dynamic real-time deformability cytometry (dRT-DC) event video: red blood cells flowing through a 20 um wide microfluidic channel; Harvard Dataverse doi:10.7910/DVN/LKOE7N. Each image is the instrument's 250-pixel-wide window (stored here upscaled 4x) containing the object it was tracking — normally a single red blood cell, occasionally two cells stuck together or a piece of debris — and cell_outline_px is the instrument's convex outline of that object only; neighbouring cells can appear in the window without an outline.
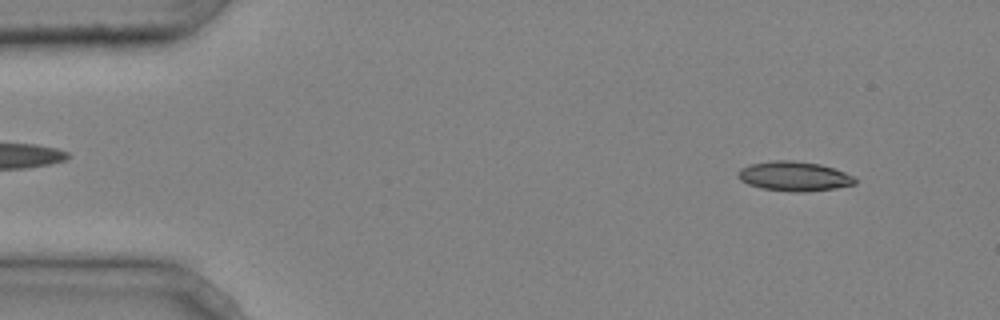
{"species": "common noctule bat (a hibernating species)", "species_latin": "Nyctalus noctula", "temperature_condition": "cold", "stored_images_in_passage": 4, "camera_frame_rate_fps": 3000, "um_per_image_px": 0.085, "animal": {"sex": "male", "body_mass_g": 20.4}, "frame": {"image": 1, "passage_image": 1, "time_ms": 0.0, "image_size_px": [1000, 320], "cell_outline_px": [[856, 184], [836, 188], [804, 192], [788, 192], [764, 188], [748, 184], [740, 180], [736, 176], [736, 172], [740, 168], [748, 164], [772, 160], [792, 160], [820, 164], [844, 172], [852, 176], [856, 180]], "centroid_in_image_um": [67.45, 14.98], "position_along_channel_um": 17.5, "area_um2": 20.29}}
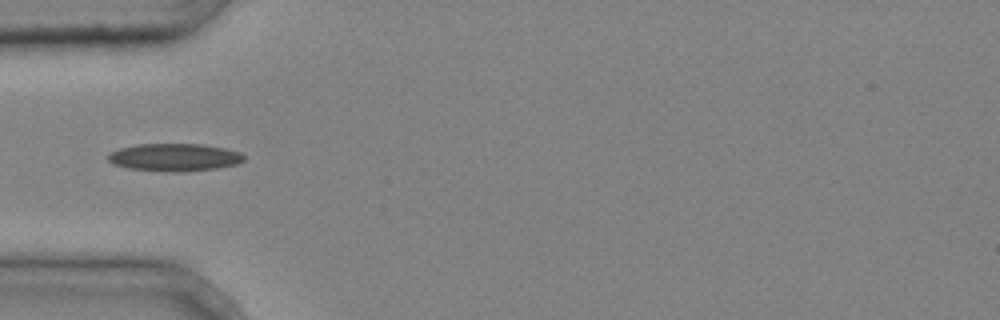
{"frame": {"image": 2, "passage_image": 4, "time_ms": 1.0, "image_size_px": [1000, 320], "cell_outline_px": [[244, 160], [236, 164], [216, 168], [128, 168], [116, 164], [108, 160], [108, 152], [120, 148], [136, 144], [204, 144], [224, 148], [240, 152], [244, 156]], "centroid_in_image_um": [14.83, 13.29], "position_along_channel_um": 70.2, "area_um2": 20.4}}